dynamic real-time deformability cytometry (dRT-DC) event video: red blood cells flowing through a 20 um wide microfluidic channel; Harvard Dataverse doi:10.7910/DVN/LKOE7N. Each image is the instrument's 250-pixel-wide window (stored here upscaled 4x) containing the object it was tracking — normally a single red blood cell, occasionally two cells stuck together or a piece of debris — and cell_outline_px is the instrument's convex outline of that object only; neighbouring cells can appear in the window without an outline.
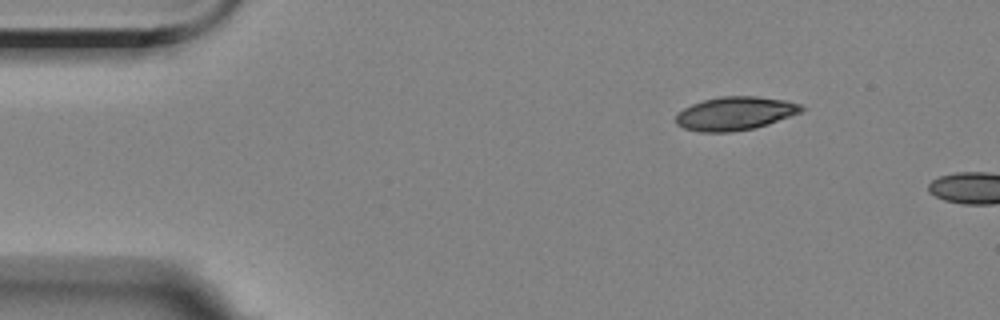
{"species": "Egyptian fruit bat (a non-hibernating species)", "species_latin": "Rousettus aegyptiacus", "temperature_condition": "room temperature", "stored_images_in_passage": 2, "camera_frame_rate_fps": 3000, "um_per_image_px": 0.085, "animal": {"sex": "female"}, "frame": {"image": 1, "passage_image": 1, "time_ms": 0.0, "image_size_px": [1000, 320], "cell_outline_px": [[804, 108], [800, 112], [768, 124], [752, 128], [732, 132], [700, 132], [684, 128], [676, 124], [676, 116], [684, 108], [692, 104], [704, 100], [720, 96], [756, 96], [788, 100], [800, 104]], "centroid_in_image_um": [62.48, 9.64], "position_along_channel_um": 22.5, "area_um2": 24.33}}